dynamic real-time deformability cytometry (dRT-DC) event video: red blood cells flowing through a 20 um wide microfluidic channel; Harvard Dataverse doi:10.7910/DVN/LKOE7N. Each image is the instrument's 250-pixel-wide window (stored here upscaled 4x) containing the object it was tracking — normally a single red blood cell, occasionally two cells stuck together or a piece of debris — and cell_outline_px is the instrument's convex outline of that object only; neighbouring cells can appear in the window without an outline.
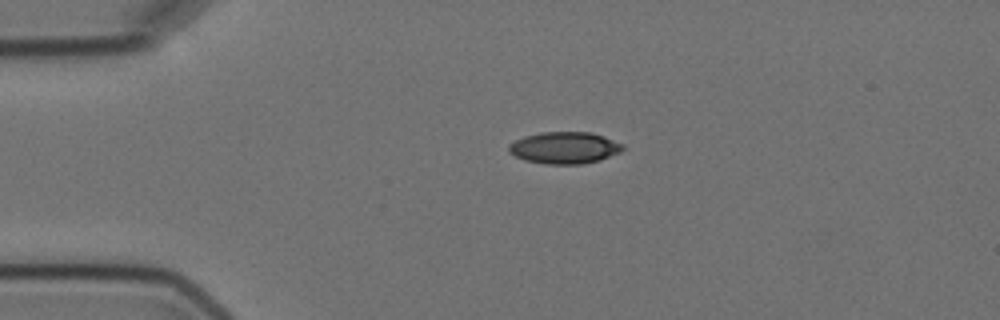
{"species": "Egyptian fruit bat (a non-hibernating species)", "species_latin": "Rousettus aegyptiacus", "temperature_condition": "cold", "stored_images_in_passage": 2, "camera_frame_rate_fps": 3000, "um_per_image_px": 0.085, "animal": {"sex": "female"}, "frame": {"image": 1, "passage_image": 1, "time_ms": 0.0, "image_size_px": [1000, 320], "cell_outline_px": [[624, 148], [620, 152], [600, 160], [580, 164], [544, 164], [524, 160], [508, 152], [508, 144], [524, 136], [540, 132], [592, 132], [604, 136], [624, 144]], "centroid_in_image_um": [47.98, 12.56], "position_along_channel_um": 37.0, "area_um2": 21.27}}